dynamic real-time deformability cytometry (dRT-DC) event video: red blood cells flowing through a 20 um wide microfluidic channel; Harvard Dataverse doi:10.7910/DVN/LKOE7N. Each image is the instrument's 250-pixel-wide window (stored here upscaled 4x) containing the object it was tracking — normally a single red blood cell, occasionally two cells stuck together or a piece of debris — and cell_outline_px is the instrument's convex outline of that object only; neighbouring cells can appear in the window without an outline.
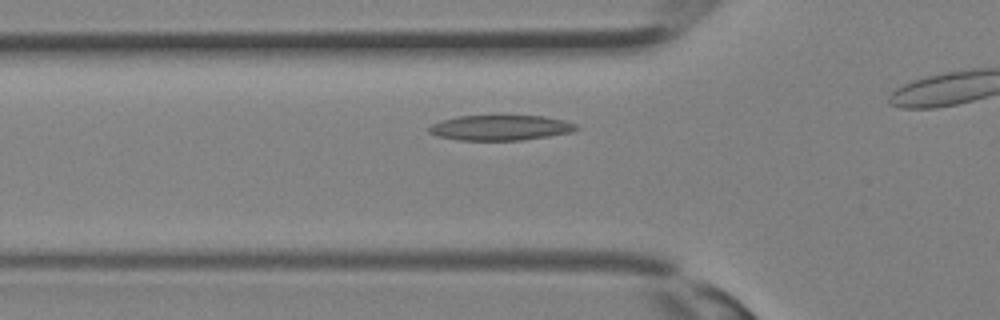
{"species": "Egyptian fruit bat (a non-hibernating species)", "species_latin": "Rousettus aegyptiacus", "temperature_condition": "room temperature", "stored_images_in_passage": 21, "camera_frame_rate_fps": 3000, "um_per_image_px": 0.085, "animal": {"sex": "female"}, "frame": {"image": 1, "passage_image": 5, "time_ms": 1.333, "image_size_px": [1000, 320], "cell_outline_px": [[580, 128], [572, 132], [548, 136], [520, 140], [456, 140], [436, 136], [428, 132], [428, 128], [432, 124], [440, 120], [456, 116], [544, 116], [564, 120], [576, 124]], "centroid_in_image_um": [42.51, 10.85], "position_along_channel_um": 83.3, "area_um2": 21.73}}
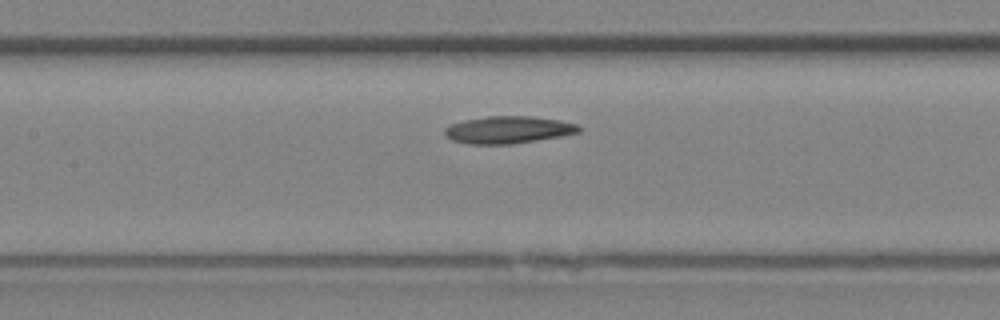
{"frame": {"image": 2, "passage_image": 9, "time_ms": 2.667, "image_size_px": [1000, 320], "cell_outline_px": [[584, 128], [580, 132], [560, 136], [512, 144], [468, 144], [452, 140], [444, 132], [444, 128], [452, 124], [464, 120], [488, 116], [532, 116], [560, 120], [576, 124]], "centroid_in_image_um": [43.23, 11.03], "position_along_channel_um": 164.2, "area_um2": 21.27}}
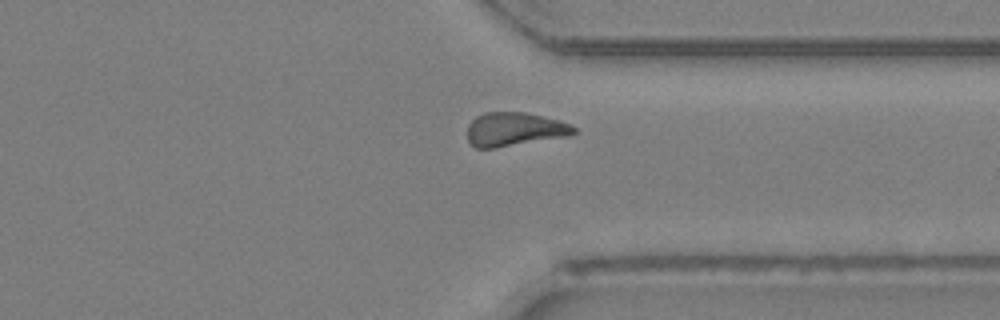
{"frame": {"image": 3, "passage_image": 19, "time_ms": 6.0, "image_size_px": [1000, 320], "cell_outline_px": [[576, 132], [568, 136], [496, 148], [476, 148], [468, 144], [468, 124], [476, 116], [484, 112], [524, 112], [560, 120], [576, 128]], "centroid_in_image_um": [43.7, 10.99], "position_along_channel_um": 367.7, "area_um2": 21.04}}